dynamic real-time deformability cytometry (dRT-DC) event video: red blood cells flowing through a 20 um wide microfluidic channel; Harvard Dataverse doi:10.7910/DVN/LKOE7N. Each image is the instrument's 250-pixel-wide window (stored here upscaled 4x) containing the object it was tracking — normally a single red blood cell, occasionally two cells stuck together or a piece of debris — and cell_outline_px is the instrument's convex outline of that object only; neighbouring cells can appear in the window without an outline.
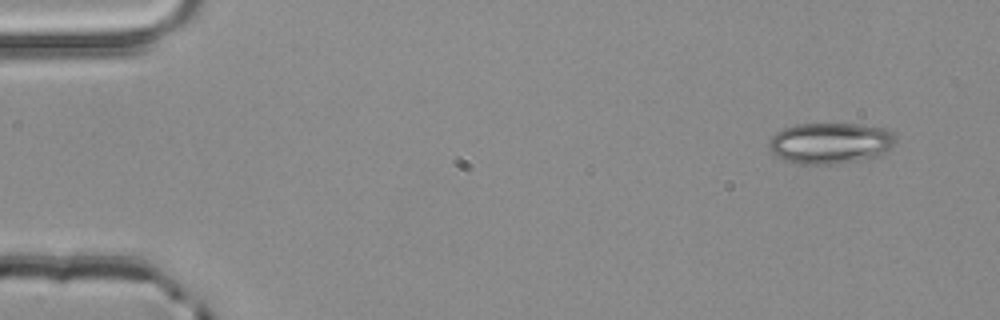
{"species": "common noctule bat (a hibernating species)", "species_latin": "Nyctalus noctula", "temperature_condition": "room temperature", "stored_images_in_passage": 3, "camera_frame_rate_fps": 3000, "um_per_image_px": 0.085, "animal": {"sex": "male", "body_mass_g": 20.4}, "frame": {"image": 1, "passage_image": 1, "time_ms": 0.0, "image_size_px": [1000, 320], "cell_outline_px": [[896, 140], [892, 148], [880, 156], [860, 160], [832, 164], [804, 164], [784, 160], [776, 156], [768, 148], [768, 140], [776, 132], [784, 128], [796, 124], [856, 124], [884, 128], [892, 132], [896, 136]], "centroid_in_image_um": [70.58, 12.17], "position_along_channel_um": 14.4, "area_um2": 30.52}}